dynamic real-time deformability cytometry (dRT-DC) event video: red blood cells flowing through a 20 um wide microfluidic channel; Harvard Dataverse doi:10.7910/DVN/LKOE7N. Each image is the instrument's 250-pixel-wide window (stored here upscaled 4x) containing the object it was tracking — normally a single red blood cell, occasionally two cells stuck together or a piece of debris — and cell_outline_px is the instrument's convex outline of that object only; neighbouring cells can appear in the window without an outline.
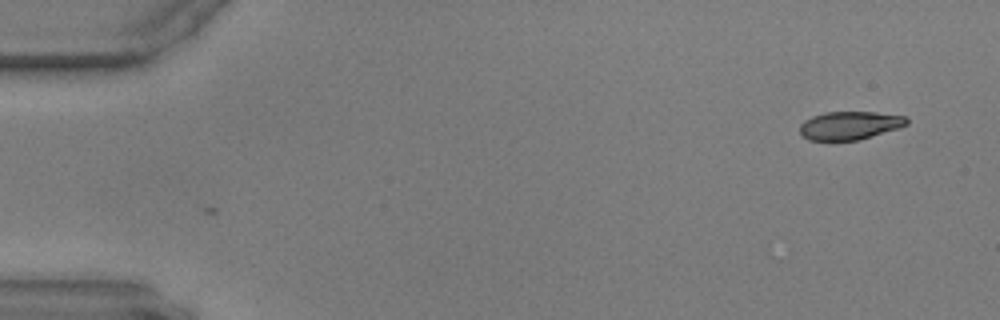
{"species": "common noctule bat (a hibernating species)", "species_latin": "Nyctalus noctula", "temperature_condition": "warm", "stored_images_in_passage": 2, "camera_frame_rate_fps": 3000, "um_per_image_px": 0.085, "animal": {"sex": "male", "body_mass_g": 17.9, "forearm_length_mm": 54.2}, "frame": {"image": 1, "passage_image": 1, "time_ms": 0.0, "image_size_px": [1000, 320], "cell_outline_px": [[908, 124], [896, 128], [856, 140], [808, 140], [800, 132], [800, 124], [804, 120], [812, 116], [824, 112], [876, 112], [908, 116]], "centroid_in_image_um": [72.21, 10.64], "position_along_channel_um": 12.8, "area_um2": 17.4}}